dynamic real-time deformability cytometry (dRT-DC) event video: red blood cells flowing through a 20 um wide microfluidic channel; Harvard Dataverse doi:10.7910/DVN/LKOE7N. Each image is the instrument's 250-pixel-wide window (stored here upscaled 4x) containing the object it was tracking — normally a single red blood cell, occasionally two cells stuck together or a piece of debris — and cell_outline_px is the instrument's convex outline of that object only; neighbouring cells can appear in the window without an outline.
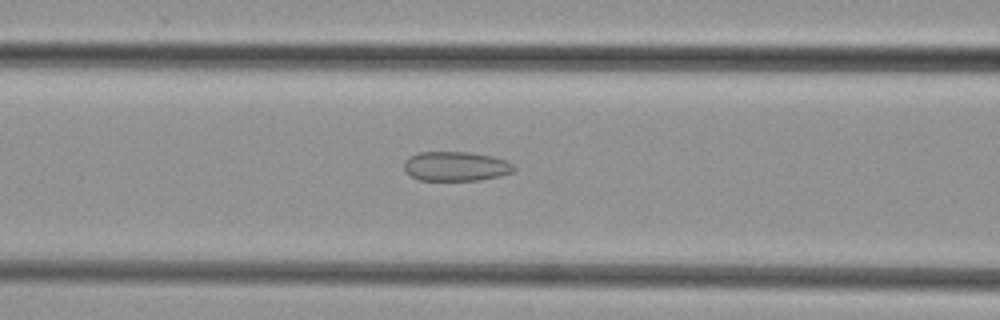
{"species": "common noctule bat (a hibernating species)", "species_latin": "Nyctalus noctula", "temperature_condition": "cold", "stored_images_in_passage": 49, "camera_frame_rate_fps": 3000, "um_per_image_px": 0.085, "animal": {"sex": "female", "body_mass_g": 29.2, "forearm_length_mm": 56.3}, "frame": {"image": 1, "passage_image": 20, "time_ms": 6.333, "image_size_px": [1000, 320], "cell_outline_px": [[516, 168], [512, 172], [500, 176], [480, 180], [420, 180], [412, 176], [404, 168], [404, 160], [408, 156], [420, 152], [472, 152], [492, 156], [508, 160]], "centroid_in_image_um": [38.77, 14.12], "position_along_channel_um": 127.8, "area_um2": 18.96}}
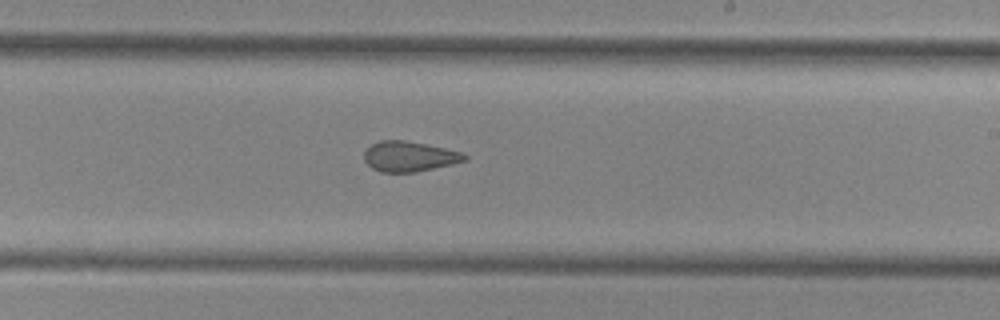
{"frame": {"image": 2, "passage_image": 29, "time_ms": 9.333, "image_size_px": [1000, 320], "cell_outline_px": [[468, 160], [452, 164], [416, 172], [380, 172], [372, 168], [364, 160], [364, 152], [372, 144], [380, 140], [404, 140], [444, 148], [460, 152], [468, 156]], "centroid_in_image_um": [34.78, 13.3], "position_along_channel_um": 254.2, "area_um2": 17.57}}
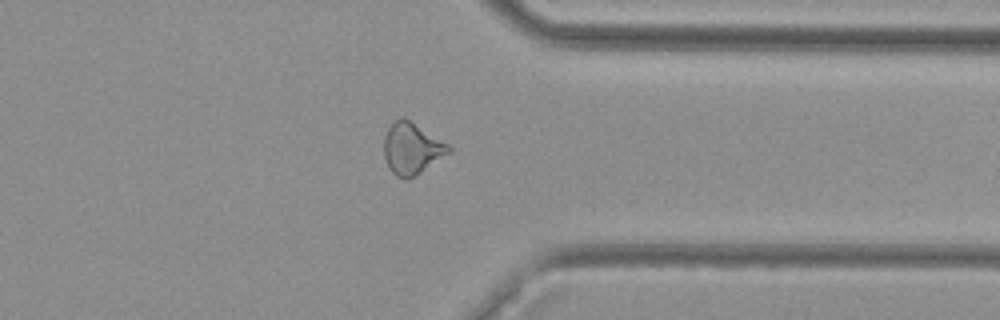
{"frame": {"image": 3, "passage_image": 38, "time_ms": 12.333, "image_size_px": [1000, 320], "cell_outline_px": [[452, 152], [408, 180], [404, 180], [396, 176], [392, 172], [384, 156], [384, 136], [388, 128], [400, 116], [404, 116], [448, 144], [452, 148]], "centroid_in_image_um": [35.01, 12.62], "position_along_channel_um": 376.4, "area_um2": 19.48}}